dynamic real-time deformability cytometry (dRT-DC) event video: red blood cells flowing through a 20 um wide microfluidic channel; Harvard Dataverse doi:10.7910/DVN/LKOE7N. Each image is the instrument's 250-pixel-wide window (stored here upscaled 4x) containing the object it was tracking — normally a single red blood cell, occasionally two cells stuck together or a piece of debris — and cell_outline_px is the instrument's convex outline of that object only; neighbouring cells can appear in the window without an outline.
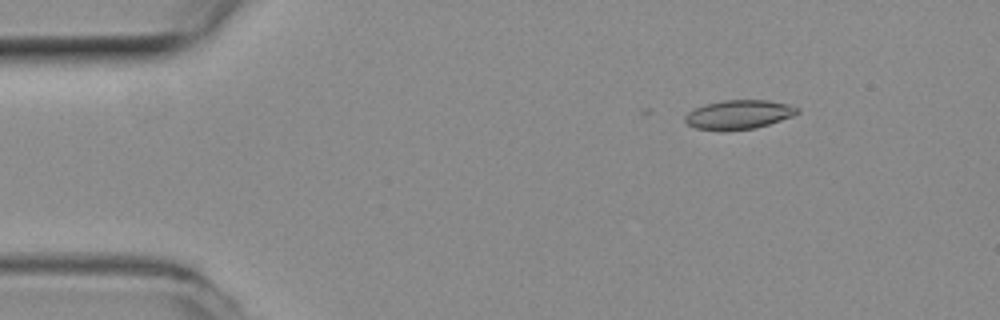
{"species": "common noctule bat (a hibernating species)", "species_latin": "Nyctalus noctula", "temperature_condition": "room temperature", "stored_images_in_passage": 4, "camera_frame_rate_fps": 3000, "um_per_image_px": 0.085, "animal": {"sex": "female", "body_mass_g": 19.3, "forearm_length_mm": 54.1}, "frame": {"image": 1, "passage_image": 4, "time_ms": 1.0, "image_size_px": [1000, 320], "cell_outline_px": [[800, 112], [792, 116], [756, 128], [696, 128], [688, 124], [684, 120], [684, 116], [688, 112], [704, 104], [724, 100], [768, 100], [788, 104], [800, 108]], "centroid_in_image_um": [62.84, 9.69], "position_along_channel_um": 22.2, "area_um2": 18.38}}